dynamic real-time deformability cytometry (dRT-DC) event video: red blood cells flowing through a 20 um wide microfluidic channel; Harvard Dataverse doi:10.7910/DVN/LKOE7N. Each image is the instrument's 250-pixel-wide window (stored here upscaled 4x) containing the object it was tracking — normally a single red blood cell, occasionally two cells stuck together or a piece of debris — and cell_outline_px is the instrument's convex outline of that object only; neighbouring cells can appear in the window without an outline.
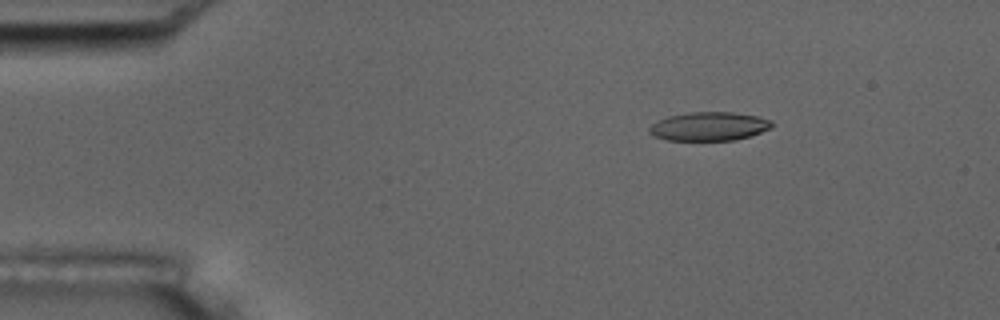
{"species": "common noctule bat (a hibernating species)", "species_latin": "Nyctalus noctula", "temperature_condition": "room temperature", "stored_images_in_passage": 56, "camera_frame_rate_fps": 3000, "um_per_image_px": 0.085, "animal": {"sex": "male", "body_mass_g": 17.5, "forearm_length_mm": 52.3}, "frame": {"image": 1, "passage_image": 9, "time_ms": 2.667, "image_size_px": [1000, 320], "cell_outline_px": [[772, 128], [752, 136], [736, 140], [668, 140], [656, 136], [648, 132], [648, 128], [652, 124], [668, 116], [692, 112], [732, 112], [760, 116], [772, 120]], "centroid_in_image_um": [60.33, 10.74], "position_along_channel_um": 24.7, "area_um2": 20.58}, "authors_computed_cell_mechanics": {"area_um2": 21.3282, "velocity_mm_per_s": 3.6284, "shape_relaxation_time_tau1_ms": 6.4618, "shape_relaxation_time_tau2_ms": 1.7737, "deformation_change_tau1": 0.1958, "deformation_change_tau2": 0.1138}}